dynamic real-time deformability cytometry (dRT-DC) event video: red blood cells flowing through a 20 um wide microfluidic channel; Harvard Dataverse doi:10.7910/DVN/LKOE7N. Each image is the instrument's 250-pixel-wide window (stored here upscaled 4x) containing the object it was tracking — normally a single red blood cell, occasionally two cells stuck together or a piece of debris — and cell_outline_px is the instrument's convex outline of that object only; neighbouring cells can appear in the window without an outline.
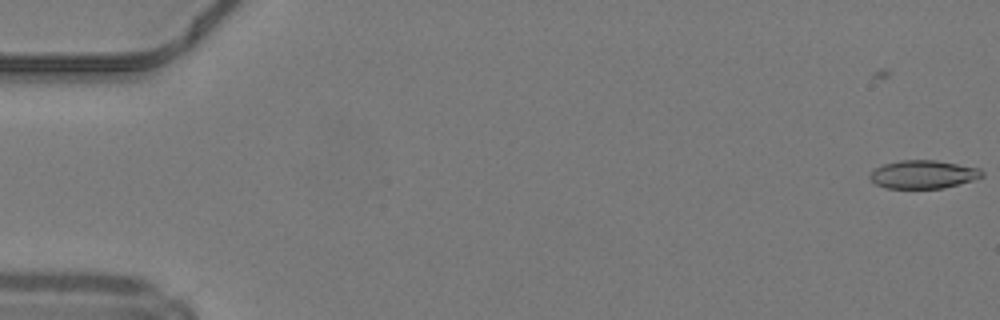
{"species": "common noctule bat (a hibernating species)", "species_latin": "Nyctalus noctula", "temperature_condition": "warm", "stored_images_in_passage": 5, "camera_frame_rate_fps": 3000, "um_per_image_px": 0.085, "animal": {"sex": "male", "body_mass_g": 19.2, "forearm_length_mm": 51.8}, "frame": {"image": 1, "passage_image": 5, "time_ms": 1.333, "image_size_px": [1000, 320], "cell_outline_px": [[984, 176], [972, 180], [944, 188], [884, 188], [876, 184], [868, 176], [876, 168], [884, 164], [900, 160], [936, 160], [980, 168], [984, 172]], "centroid_in_image_um": [78.49, 14.82], "position_along_channel_um": 6.5, "area_um2": 18.38}}